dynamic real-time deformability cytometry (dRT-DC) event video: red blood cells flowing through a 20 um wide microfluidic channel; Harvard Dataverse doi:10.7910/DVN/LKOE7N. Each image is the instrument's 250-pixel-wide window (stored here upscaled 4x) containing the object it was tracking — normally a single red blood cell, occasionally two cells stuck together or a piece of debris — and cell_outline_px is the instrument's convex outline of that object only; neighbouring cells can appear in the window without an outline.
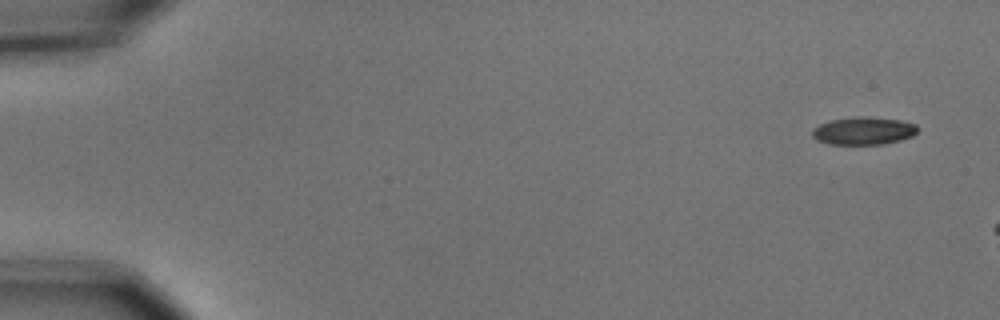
{"species": "common noctule bat (a hibernating species)", "species_latin": "Nyctalus noctula", "temperature_condition": "cold", "stored_images_in_passage": 4, "camera_frame_rate_fps": 3000, "um_per_image_px": 0.085, "animal": {"sex": "male", "body_mass_g": 15.6}, "frame": {"image": 1, "passage_image": 1, "time_ms": 0.0, "image_size_px": [1000, 320], "cell_outline_px": [[916, 132], [912, 136], [900, 140], [880, 144], [828, 144], [816, 140], [812, 136], [812, 128], [820, 124], [832, 120], [860, 116], [900, 120], [916, 124]], "centroid_in_image_um": [73.36, 11.12], "position_along_channel_um": 11.6, "area_um2": 16.82}}